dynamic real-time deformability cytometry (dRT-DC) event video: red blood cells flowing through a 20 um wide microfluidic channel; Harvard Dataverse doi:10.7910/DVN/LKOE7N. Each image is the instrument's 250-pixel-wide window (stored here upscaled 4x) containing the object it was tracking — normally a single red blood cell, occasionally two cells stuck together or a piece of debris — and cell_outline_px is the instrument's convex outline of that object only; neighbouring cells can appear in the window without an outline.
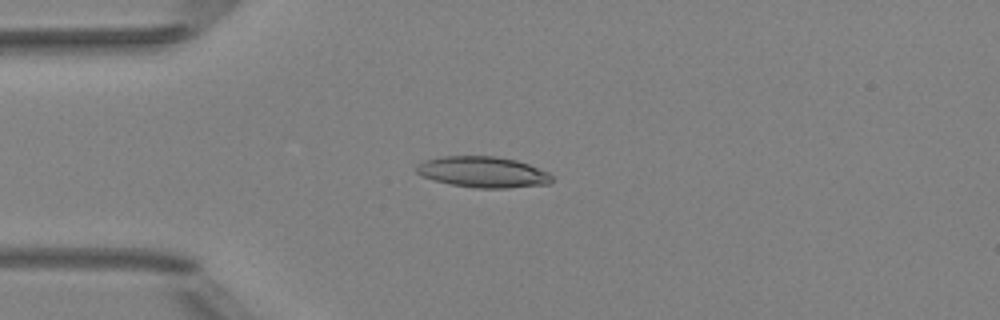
{"species": "Egyptian fruit bat (a non-hibernating species)", "species_latin": "Rousettus aegyptiacus", "temperature_condition": "room temperature", "stored_images_in_passage": 4, "camera_frame_rate_fps": 3000, "um_per_image_px": 0.085, "animal": {"sex": "female"}, "frame": {"image": 1, "passage_image": 3, "time_ms": 2.333, "image_size_px": [1000, 320], "cell_outline_px": [[552, 180], [548, 184], [508, 188], [476, 188], [452, 184], [420, 176], [416, 172], [416, 164], [424, 160], [444, 156], [496, 156], [516, 160], [528, 164], [548, 172], [552, 176]], "centroid_in_image_um": [41.03, 14.62], "position_along_channel_um": 44.0, "area_um2": 24.39}}